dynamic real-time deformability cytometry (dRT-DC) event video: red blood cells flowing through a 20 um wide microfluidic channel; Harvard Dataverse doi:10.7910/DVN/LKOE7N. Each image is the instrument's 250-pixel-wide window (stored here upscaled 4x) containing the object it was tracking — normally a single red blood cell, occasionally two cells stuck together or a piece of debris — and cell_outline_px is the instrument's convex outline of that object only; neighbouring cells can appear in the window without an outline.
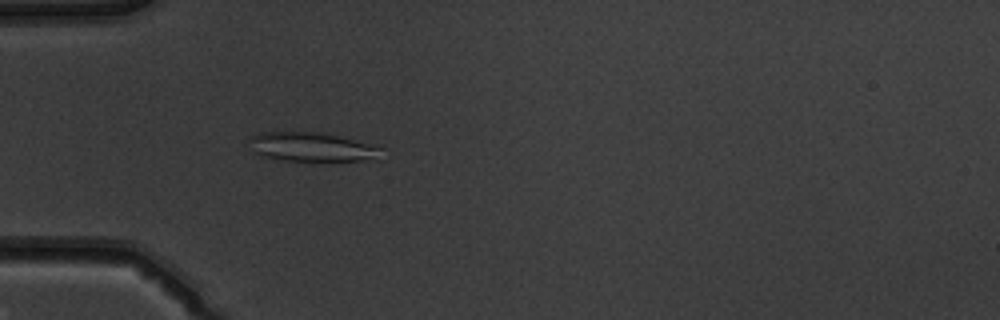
{"species": "common noctule bat (a hibernating species)", "species_latin": "Nyctalus noctula", "temperature_condition": "warm", "stored_images_in_passage": 52, "camera_frame_rate_fps": 3000, "um_per_image_px": 0.085, "animal": {"sex": "male", "body_mass_g": 19.5, "forearm_length_mm": 54.6}, "frame": {"image": 1, "passage_image": 17, "time_ms": 5.333, "image_size_px": [1000, 320], "cell_outline_px": [[384, 148], [380, 160], [308, 164], [260, 156], [252, 152], [252, 136], [260, 132], [328, 132]], "centroid_in_image_um": [26.64, 12.56], "position_along_channel_um": 58.4, "area_um2": 23.87}}
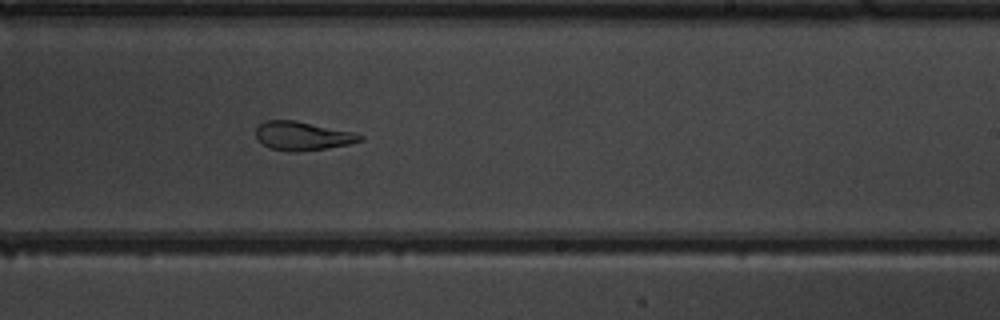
{"frame": {"image": 2, "passage_image": 33, "time_ms": 10.667, "image_size_px": [1000, 320], "cell_outline_px": [[364, 140], [352, 144], [328, 148], [300, 152], [288, 152], [268, 148], [256, 136], [256, 128], [264, 120], [292, 120], [352, 132], [364, 136]], "centroid_in_image_um": [25.72, 11.58], "position_along_channel_um": 263.3, "area_um2": 17.46}}
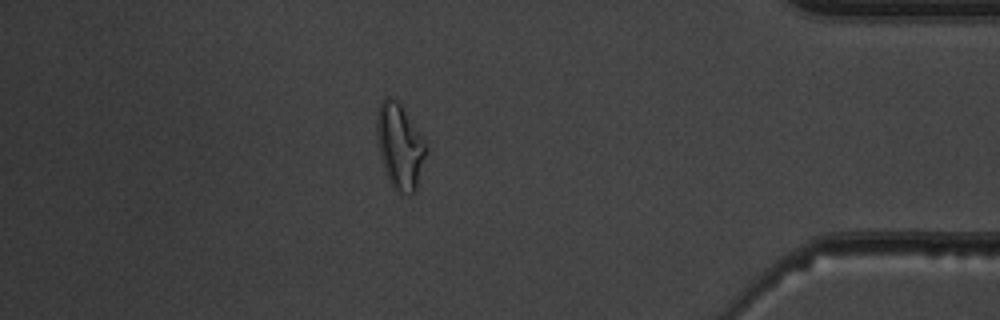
{"frame": {"image": 3, "passage_image": 46, "time_ms": 15.0, "image_size_px": [1000, 320], "cell_outline_px": [[428, 152], [416, 188], [408, 196], [396, 192], [392, 188], [384, 168], [380, 156], [376, 136], [376, 112], [384, 96], [388, 96], [396, 100], [400, 104], [428, 144]], "centroid_in_image_um": [33.99, 12.44], "position_along_channel_um": 401.2, "area_um2": 24.85}, "authors_computed_cell_mechanics": {"area_um2": 22.6576, "velocity_mm_per_s": 3.9599, "shape_relaxation_time_tau1_ms": null, "shape_relaxation_time_tau2_ms": 2.5296, "deformation_change_tau1": null, "deformation_change_tau2": 0.1182}}